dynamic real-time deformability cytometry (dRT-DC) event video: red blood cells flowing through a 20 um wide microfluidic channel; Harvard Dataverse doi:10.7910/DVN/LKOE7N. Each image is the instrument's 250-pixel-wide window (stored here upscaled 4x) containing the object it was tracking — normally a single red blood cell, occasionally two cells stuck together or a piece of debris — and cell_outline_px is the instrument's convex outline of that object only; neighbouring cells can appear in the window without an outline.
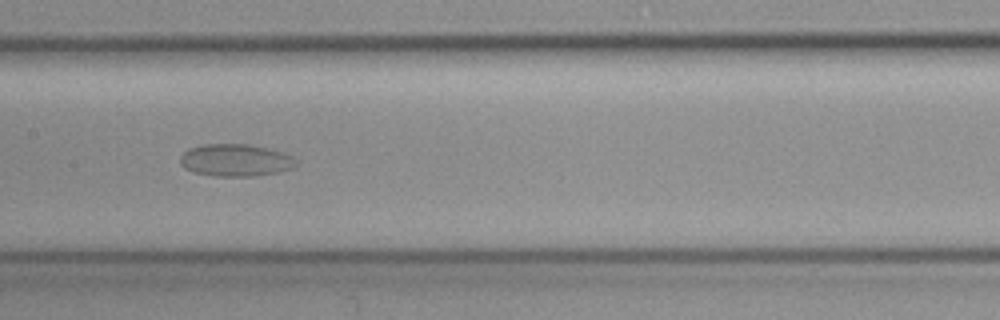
{"species": "common noctule bat (a hibernating species)", "species_latin": "Nyctalus noctula", "temperature_condition": "cold", "stored_images_in_passage": 58, "camera_frame_rate_fps": 3000, "um_per_image_px": 0.085, "animal": {"sex": "female", "body_mass_g": 19.3, "forearm_length_mm": 54.1}, "frame": {"image": 1, "passage_image": 26, "time_ms": 8.333, "image_size_px": [1000, 320], "cell_outline_px": [[296, 168], [280, 172], [252, 176], [216, 176], [192, 172], [184, 168], [180, 164], [180, 156], [188, 148], [204, 144], [248, 144], [268, 148], [284, 152], [292, 156], [296, 160]], "centroid_in_image_um": [20.03, 13.62], "position_along_channel_um": 187.4, "area_um2": 22.08}}
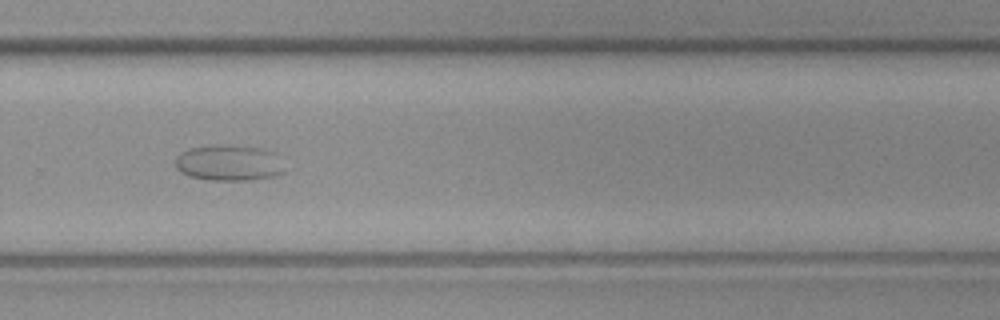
{"frame": {"image": 2, "passage_image": 37, "time_ms": 12.0, "image_size_px": [1000, 320], "cell_outline_px": [[284, 172], [276, 176], [248, 180], [208, 180], [188, 176], [180, 172], [176, 168], [176, 156], [180, 152], [192, 148], [212, 144], [224, 144], [264, 148], [276, 152], [280, 156]], "centroid_in_image_um": [19.47, 13.83], "position_along_channel_um": 310.3, "area_um2": 23.35}}
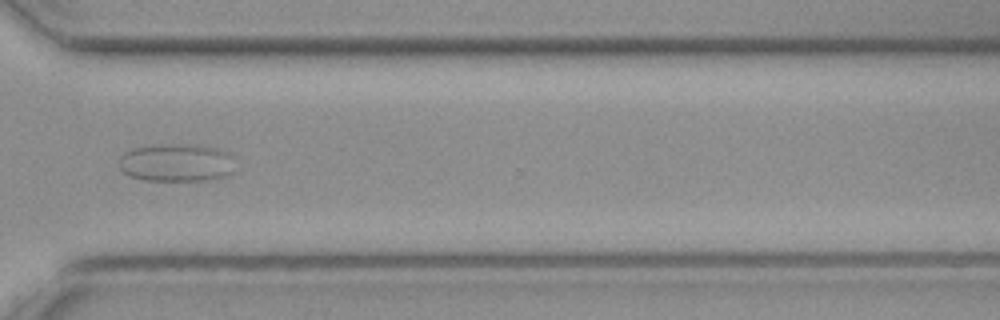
{"frame": {"image": 3, "passage_image": 41, "time_ms": 13.333, "image_size_px": [1000, 320], "cell_outline_px": [[236, 172], [228, 176], [208, 180], [144, 180], [132, 176], [124, 172], [120, 168], [120, 156], [124, 152], [132, 148], [160, 144], [196, 144], [216, 148], [228, 152]], "centroid_in_image_um": [15.03, 13.82], "position_along_channel_um": 355.6, "area_um2": 25.84}}